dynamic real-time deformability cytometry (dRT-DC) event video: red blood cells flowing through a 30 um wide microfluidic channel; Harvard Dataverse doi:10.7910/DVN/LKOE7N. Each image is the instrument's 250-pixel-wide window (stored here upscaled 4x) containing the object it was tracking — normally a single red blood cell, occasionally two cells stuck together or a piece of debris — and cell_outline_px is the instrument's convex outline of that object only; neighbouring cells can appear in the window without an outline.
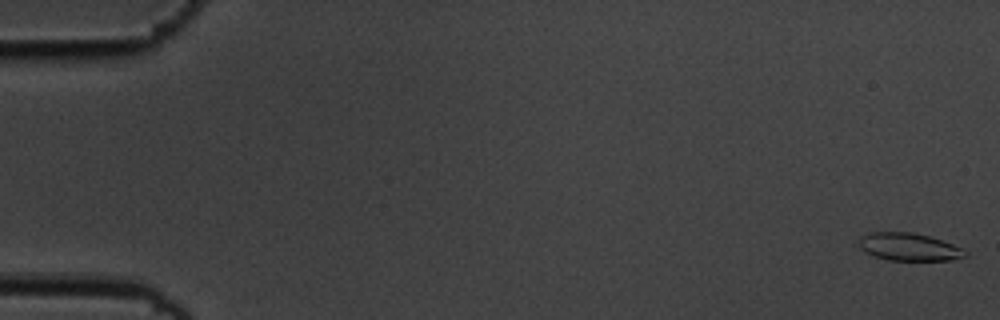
{"species": "common noctule bat (a hibernating species)", "species_latin": "Nyctalus noctula", "temperature_condition": "cold", "stored_images_in_passage": 5, "segment_of_instrument_passage": [2, 2], "camera_frame_rate_fps": 3000, "um_per_image_px": 0.085, "animal": {"sex": "male", "body_mass_g": 19.5, "forearm_length_mm": 54.6}, "frame": {"image": 1, "passage_image": 5, "time_ms": 1.333, "image_size_px": [1000, 320], "cell_outline_px": [[968, 256], [948, 260], [888, 260], [872, 256], [860, 248], [860, 236], [868, 232], [912, 232], [928, 236], [952, 244], [968, 252]], "centroid_in_image_um": [77.23, 20.99], "position_along_channel_um": 7.8, "area_um2": 17.05}}